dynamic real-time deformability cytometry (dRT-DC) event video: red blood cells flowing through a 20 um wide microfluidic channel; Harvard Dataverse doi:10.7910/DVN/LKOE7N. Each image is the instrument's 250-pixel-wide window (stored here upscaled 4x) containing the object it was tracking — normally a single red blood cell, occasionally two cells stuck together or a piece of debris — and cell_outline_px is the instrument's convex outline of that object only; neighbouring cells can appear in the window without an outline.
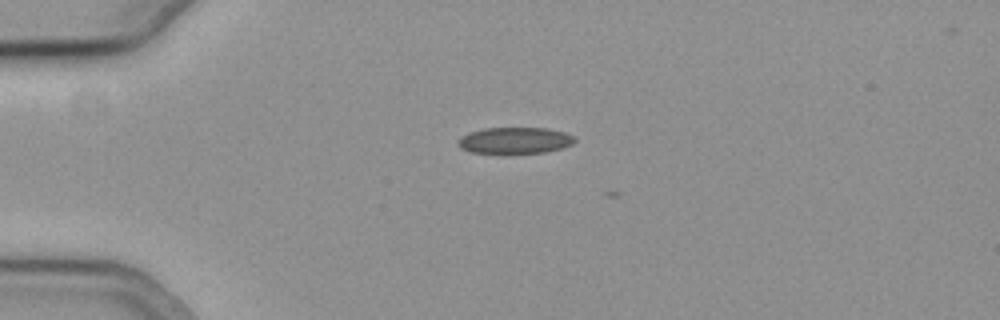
{"species": "common noctule bat (a hibernating species)", "species_latin": "Nyctalus noctula", "temperature_condition": "cold", "stored_images_in_passage": 3, "camera_frame_rate_fps": 3000, "um_per_image_px": 0.085, "animal": {"sex": "female", "body_mass_g": 19.3, "forearm_length_mm": 54.1}, "frame": {"image": 1, "passage_image": 1, "time_ms": 0.0, "image_size_px": [1000, 320], "cell_outline_px": [[576, 140], [572, 144], [560, 148], [544, 152], [500, 156], [472, 152], [460, 148], [456, 144], [456, 140], [468, 132], [484, 128], [548, 128], [564, 132], [572, 136]], "centroid_in_image_um": [43.67, 11.98], "position_along_channel_um": 41.3, "area_um2": 18.67}}